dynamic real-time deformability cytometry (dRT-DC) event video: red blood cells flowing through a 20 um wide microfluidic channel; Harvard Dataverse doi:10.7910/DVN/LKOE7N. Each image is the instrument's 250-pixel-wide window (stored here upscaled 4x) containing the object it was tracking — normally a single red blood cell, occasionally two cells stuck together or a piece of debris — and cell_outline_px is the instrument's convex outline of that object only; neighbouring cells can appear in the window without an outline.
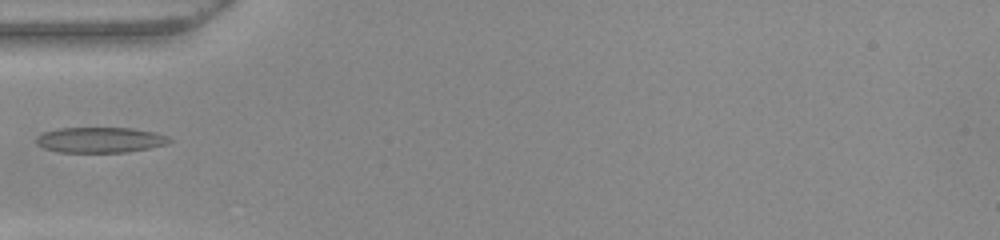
{"species": "common noctule bat (a hibernating species)", "species_latin": "Nyctalus noctula", "temperature_condition": "warm", "stored_images_in_passage": 35, "camera_frame_rate_fps": 3000, "um_per_image_px": 0.085, "animal": {"sex": "female", "body_mass_g": 22.0, "forearm_length_mm": 56.7}, "frame": {"image": 1, "passage_image": 1, "time_ms": 0.0, "image_size_px": [1000, 240], "cell_outline_px": [[172, 140], [168, 144], [148, 148], [124, 152], [60, 152], [44, 148], [36, 144], [36, 136], [44, 132], [60, 128], [132, 128], [156, 132], [168, 136]], "centroid_in_image_um": [8.52, 11.89], "position_along_channel_um": 76.5, "area_um2": 19.77}}
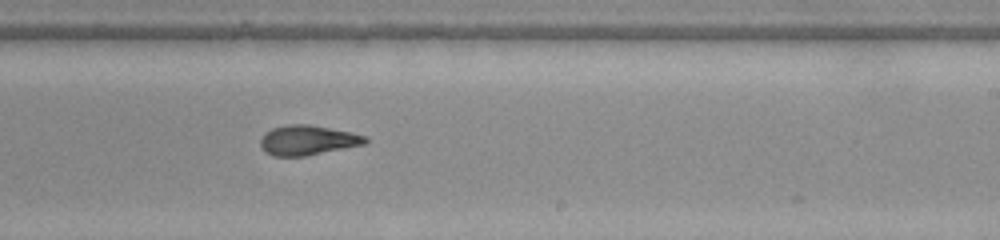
{"frame": {"image": 2, "passage_image": 15, "time_ms": 4.667, "image_size_px": [1000, 240], "cell_outline_px": [[368, 140], [364, 144], [304, 156], [272, 156], [264, 152], [260, 144], [260, 140], [264, 132], [272, 128], [292, 124], [308, 124], [352, 132], [368, 136]], "centroid_in_image_um": [26.13, 11.91], "position_along_channel_um": 262.9, "area_um2": 18.21}}
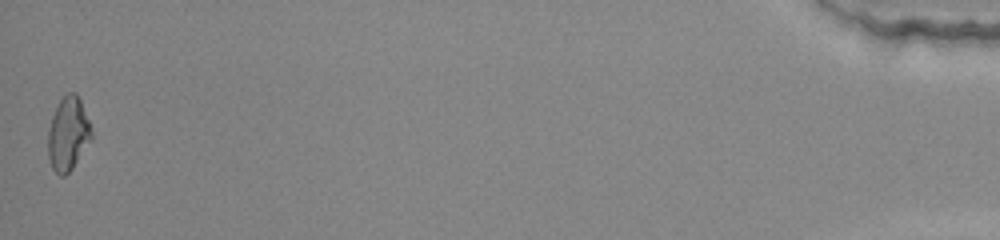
{"frame": {"image": 3, "passage_image": 35, "time_ms": 11.333, "image_size_px": [1000, 240], "cell_outline_px": [[92, 140], [72, 168], [64, 176], [60, 176], [52, 168], [48, 156], [48, 132], [52, 116], [60, 100], [68, 92], [76, 92], [80, 100], [92, 128]], "centroid_in_image_um": [5.8, 11.38], "position_along_channel_um": 429.4, "area_um2": 18.55}}